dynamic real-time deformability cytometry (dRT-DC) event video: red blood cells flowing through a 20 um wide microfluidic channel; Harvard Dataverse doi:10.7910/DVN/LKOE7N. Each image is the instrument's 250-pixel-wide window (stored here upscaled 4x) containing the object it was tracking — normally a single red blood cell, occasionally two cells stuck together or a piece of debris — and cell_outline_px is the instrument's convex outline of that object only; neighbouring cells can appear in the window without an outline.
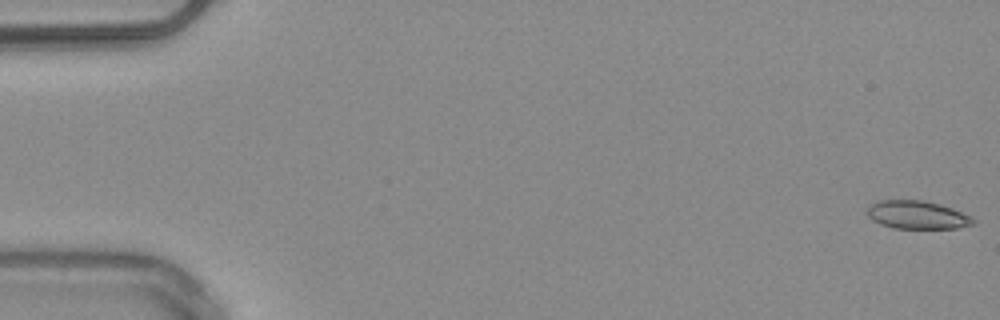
{"species": "common noctule bat (a hibernating species)", "species_latin": "Nyctalus noctula", "temperature_condition": "warm", "stored_images_in_passage": 51, "camera_frame_rate_fps": 3000, "um_per_image_px": 0.085, "animal": {"sex": "male", "body_mass_g": 20.4}, "frame": {"image": 1, "passage_image": 1, "time_ms": 0.0, "image_size_px": [1000, 320], "cell_outline_px": [[976, 224], [956, 228], [892, 228], [880, 224], [872, 220], [868, 216], [868, 208], [872, 204], [880, 200], [924, 200], [940, 204], [952, 208], [976, 220]], "centroid_in_image_um": [77.96, 18.27], "position_along_channel_um": 7.0, "area_um2": 17.28}}
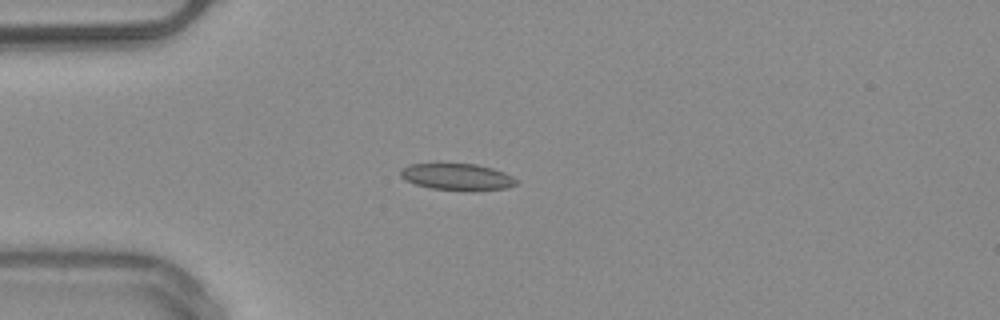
{"frame": {"image": 2, "passage_image": 14, "time_ms": 4.333, "image_size_px": [1000, 320], "cell_outline_px": [[516, 184], [508, 188], [432, 188], [416, 184], [400, 176], [400, 168], [408, 164], [476, 164], [492, 168], [504, 172], [512, 176], [516, 180]], "centroid_in_image_um": [38.81, 14.98], "position_along_channel_um": 46.2, "area_um2": 16.99}}
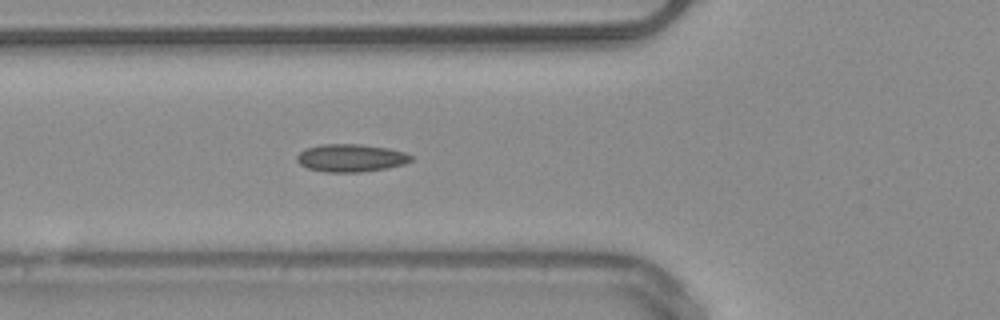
{"frame": {"image": 3, "passage_image": 19, "time_ms": 6.0, "image_size_px": [1000, 320], "cell_outline_px": [[412, 160], [404, 164], [388, 168], [360, 172], [324, 172], [308, 168], [300, 164], [296, 160], [296, 156], [304, 148], [320, 144], [360, 144], [388, 148], [404, 152], [412, 156]], "centroid_in_image_um": [29.8, 13.42], "position_along_channel_um": 96.0, "area_um2": 18.55}, "authors_computed_cell_mechanics": {"area_um2": 17.3978, "velocity_mm_per_s": 4.0262, "shape_relaxation_time_tau1_ms": null, "shape_relaxation_time_tau2_ms": 2.508, "deformation_change_tau1": null, "deformation_change_tau2": 0.0793}}